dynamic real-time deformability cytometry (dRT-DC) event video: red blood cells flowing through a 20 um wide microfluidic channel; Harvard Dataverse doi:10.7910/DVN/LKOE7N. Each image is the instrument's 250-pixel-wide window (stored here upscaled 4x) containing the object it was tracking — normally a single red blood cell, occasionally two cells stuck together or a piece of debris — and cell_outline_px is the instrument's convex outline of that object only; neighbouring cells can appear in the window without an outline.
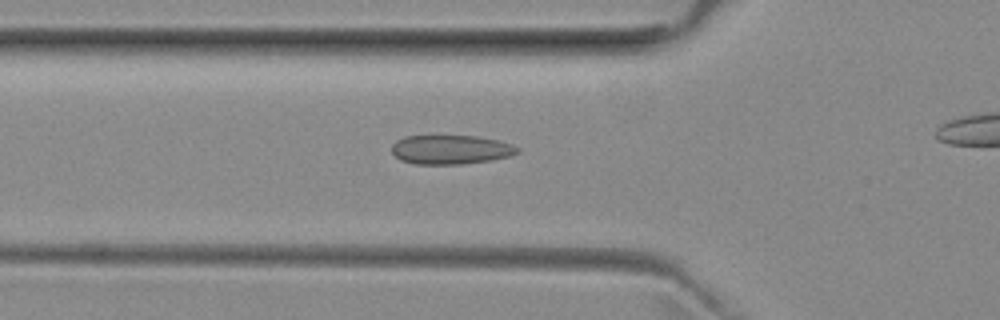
{"species": "common noctule bat (a hibernating species)", "species_latin": "Nyctalus noctula", "temperature_condition": "room temperature", "stored_images_in_passage": 26, "camera_frame_rate_fps": 3000, "um_per_image_px": 0.085, "animal": {"sex": "female", "body_mass_g": 29.2, "forearm_length_mm": 56.3}, "frame": {"image": 1, "passage_image": 2, "time_ms": 0.333, "image_size_px": [1000, 320], "cell_outline_px": [[520, 152], [508, 156], [492, 160], [460, 164], [416, 164], [400, 160], [392, 152], [392, 144], [396, 140], [404, 136], [476, 136], [500, 140], [512, 144], [520, 148]], "centroid_in_image_um": [38.32, 12.71], "position_along_channel_um": 87.5, "area_um2": 21.44}}
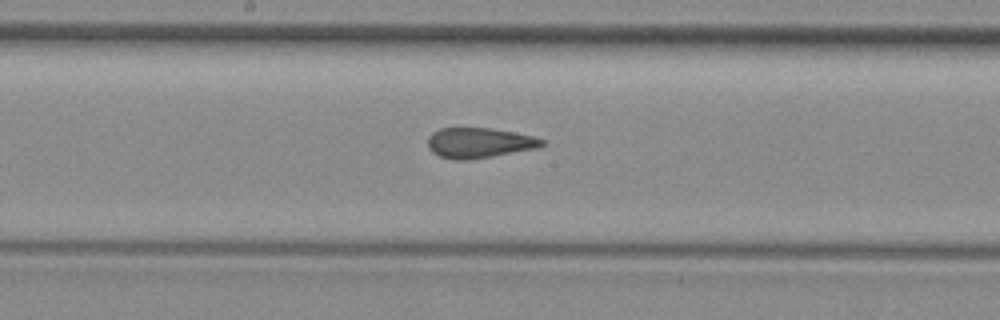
{"frame": {"image": 2, "passage_image": 11, "time_ms": 3.333, "image_size_px": [1000, 320], "cell_outline_px": [[544, 144], [536, 148], [468, 160], [456, 160], [440, 156], [432, 152], [428, 148], [428, 136], [432, 132], [440, 128], [488, 128], [512, 132], [532, 136], [544, 140]], "centroid_in_image_um": [40.67, 12.14], "position_along_channel_um": 207.5, "area_um2": 19.83}}
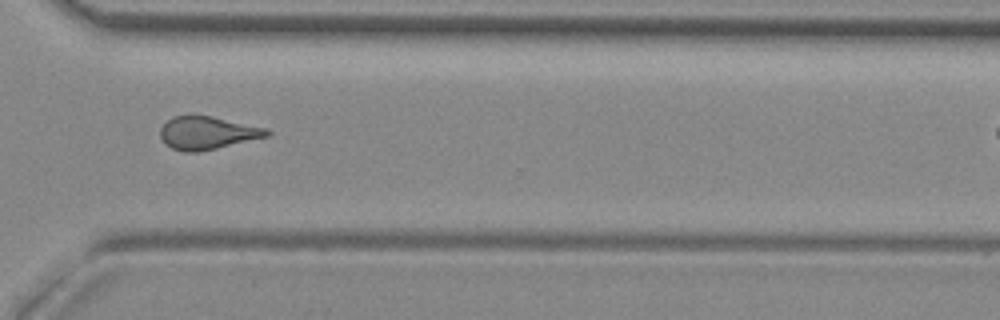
{"frame": {"image": 3, "passage_image": 22, "time_ms": 7.0, "image_size_px": [1000, 320], "cell_outline_px": [[272, 136], [200, 152], [184, 152], [172, 148], [164, 144], [160, 136], [160, 128], [172, 116], [208, 116], [264, 128], [272, 132]], "centroid_in_image_um": [17.62, 11.33], "position_along_channel_um": 353.0, "area_um2": 20.35}}